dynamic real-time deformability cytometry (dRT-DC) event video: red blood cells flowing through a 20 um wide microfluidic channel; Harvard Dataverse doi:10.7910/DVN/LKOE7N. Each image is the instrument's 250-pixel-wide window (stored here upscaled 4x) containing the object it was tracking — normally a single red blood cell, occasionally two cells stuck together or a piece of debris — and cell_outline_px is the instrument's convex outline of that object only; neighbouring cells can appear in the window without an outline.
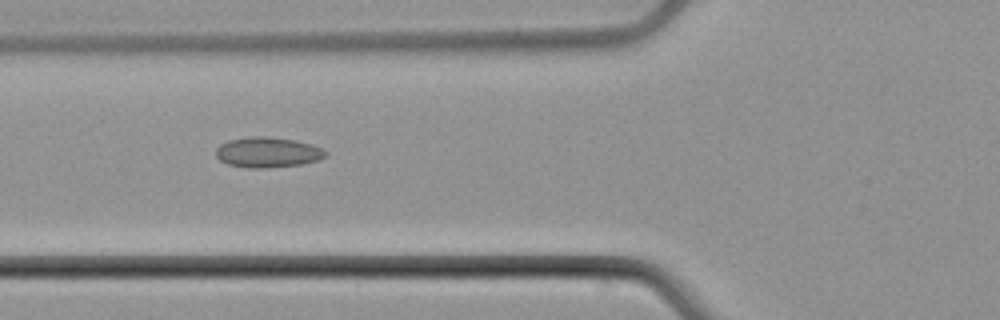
{"species": "common noctule bat (a hibernating species)", "species_latin": "Nyctalus noctula", "temperature_condition": "cold", "stored_images_in_passage": 6, "camera_frame_rate_fps": 3000, "um_per_image_px": 0.085, "animal": {"sex": "male", "body_mass_g": 21.5, "forearm_length_mm": 52.0}, "frame": {"image": 1, "passage_image": 5, "time_ms": 5.667, "image_size_px": [1000, 320], "cell_outline_px": [[328, 152], [324, 156], [316, 160], [300, 164], [264, 168], [248, 168], [228, 164], [220, 160], [216, 156], [216, 148], [220, 144], [228, 140], [252, 136], [264, 136], [292, 140], [312, 144]], "centroid_in_image_um": [22.7, 12.94], "position_along_channel_um": 103.1, "area_um2": 19.13}}
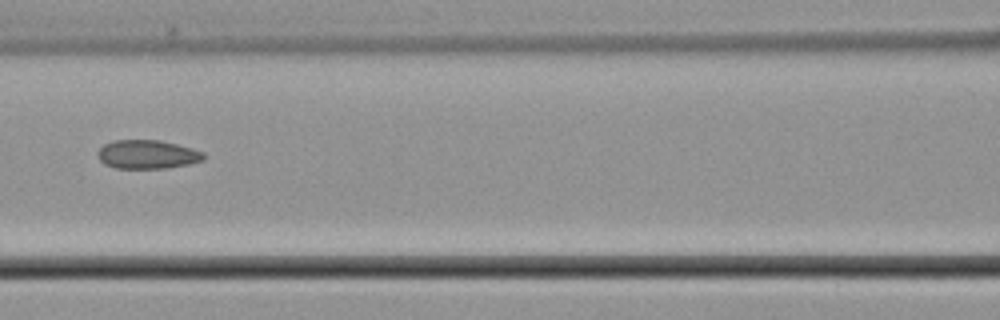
{"frame": {"image": 2, "passage_image": 6, "time_ms": 7.0, "image_size_px": [1000, 320], "cell_outline_px": [[204, 160], [188, 164], [168, 168], [116, 168], [104, 164], [100, 160], [96, 152], [104, 144], [112, 140], [160, 140], [192, 148], [204, 152]], "centroid_in_image_um": [12.51, 13.12], "position_along_channel_um": 154.1, "area_um2": 17.8}}